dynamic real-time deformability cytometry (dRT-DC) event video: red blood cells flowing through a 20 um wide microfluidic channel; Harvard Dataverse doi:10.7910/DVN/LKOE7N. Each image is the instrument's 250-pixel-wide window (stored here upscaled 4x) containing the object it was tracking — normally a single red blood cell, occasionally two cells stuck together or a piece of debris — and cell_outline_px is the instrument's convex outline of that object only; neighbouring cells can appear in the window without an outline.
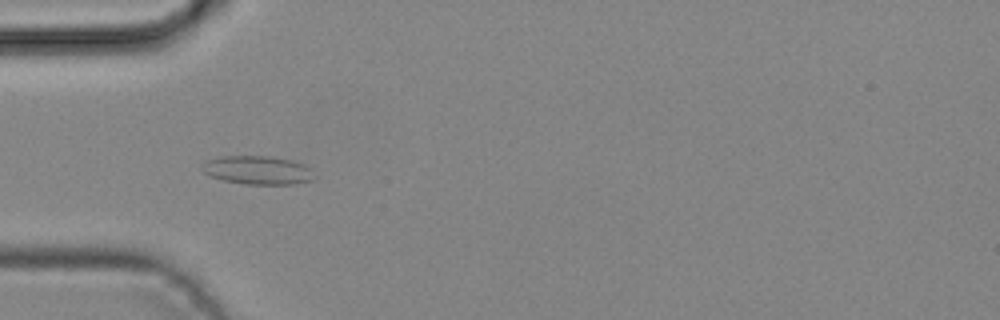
{"species": "common noctule bat (a hibernating species)", "species_latin": "Nyctalus noctula", "temperature_condition": "cold", "stored_images_in_passage": 4, "camera_frame_rate_fps": 3000, "um_per_image_px": 0.085, "animal": {"sex": "male", "body_mass_g": 19.2, "forearm_length_mm": 51.8}, "frame": {"image": 1, "passage_image": 4, "time_ms": 1.0, "image_size_px": [1000, 320], "cell_outline_px": [[312, 180], [292, 184], [244, 184], [224, 180], [208, 176], [200, 168], [200, 164], [204, 160], [220, 156], [272, 156], [292, 160], [304, 164], [308, 168]], "centroid_in_image_um": [21.78, 14.44], "position_along_channel_um": 63.2, "area_um2": 18.67}}